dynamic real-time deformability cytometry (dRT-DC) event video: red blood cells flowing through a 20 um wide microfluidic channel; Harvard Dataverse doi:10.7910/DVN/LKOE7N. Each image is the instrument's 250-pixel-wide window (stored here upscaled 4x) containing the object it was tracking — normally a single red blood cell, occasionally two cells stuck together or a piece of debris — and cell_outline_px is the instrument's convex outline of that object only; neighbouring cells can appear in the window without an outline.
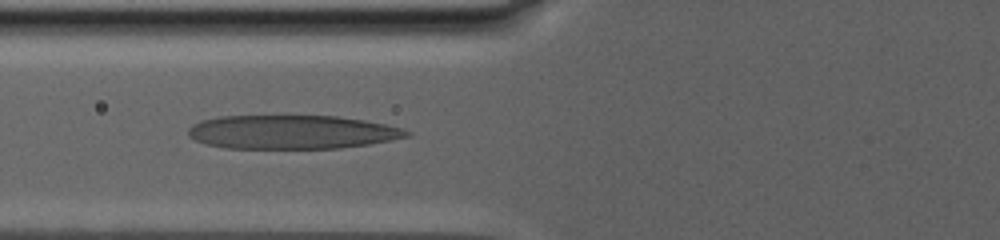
{"species": "human", "species_latin": "Homo sapiens", "temperature_condition": "warm", "stored_images_in_passage": 69, "camera_frame_rate_fps": 3000, "um_per_image_px": 0.085, "donor": {"sex": "male"}, "frame": {"image": 1, "passage_image": 46, "time_ms": 12.0, "image_size_px": [1000, 240], "cell_outline_px": [[412, 136], [392, 140], [368, 144], [340, 148], [224, 148], [208, 144], [196, 140], [188, 136], [188, 128], [192, 124], [200, 120], [220, 116], [336, 116], [364, 120], [404, 128], [412, 132]], "centroid_in_image_um": [24.83, 11.22], "position_along_channel_um": 101.0, "area_um2": 43.12}}
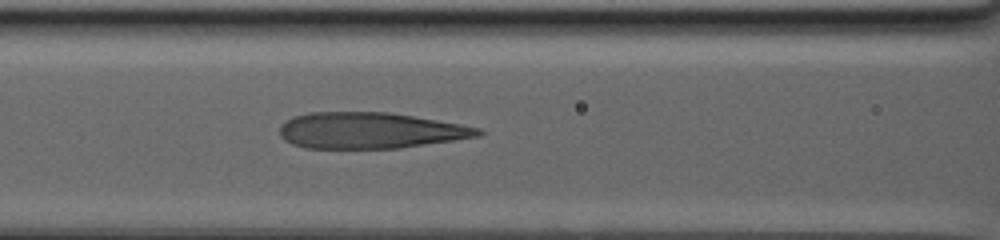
{"frame": {"image": 2, "passage_image": 55, "time_ms": 13.333, "image_size_px": [1000, 240], "cell_outline_px": [[484, 132], [480, 136], [400, 148], [304, 148], [292, 144], [284, 140], [280, 136], [280, 124], [284, 120], [292, 116], [308, 112], [392, 112], [460, 124], [480, 128]], "centroid_in_image_um": [31.41, 11.08], "position_along_channel_um": 135.2, "area_um2": 42.02}}
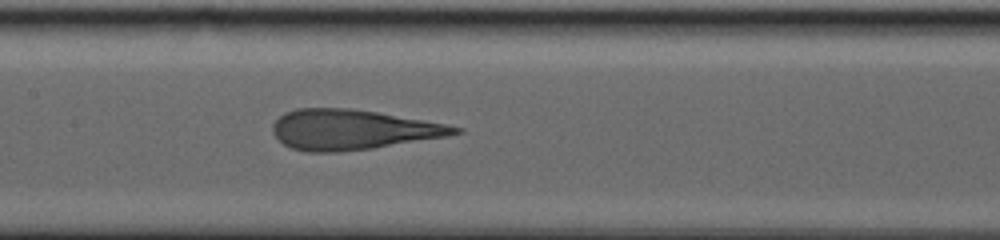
{"frame": {"image": 3, "passage_image": 66, "time_ms": 15.0, "image_size_px": [1000, 240], "cell_outline_px": [[464, 132], [448, 136], [372, 148], [340, 152], [304, 152], [292, 148], [284, 144], [272, 132], [272, 124], [284, 112], [296, 108], [352, 108], [424, 120], [464, 128]], "centroid_in_image_um": [29.94, 11.02], "position_along_channel_um": 177.5, "area_um2": 42.48}}